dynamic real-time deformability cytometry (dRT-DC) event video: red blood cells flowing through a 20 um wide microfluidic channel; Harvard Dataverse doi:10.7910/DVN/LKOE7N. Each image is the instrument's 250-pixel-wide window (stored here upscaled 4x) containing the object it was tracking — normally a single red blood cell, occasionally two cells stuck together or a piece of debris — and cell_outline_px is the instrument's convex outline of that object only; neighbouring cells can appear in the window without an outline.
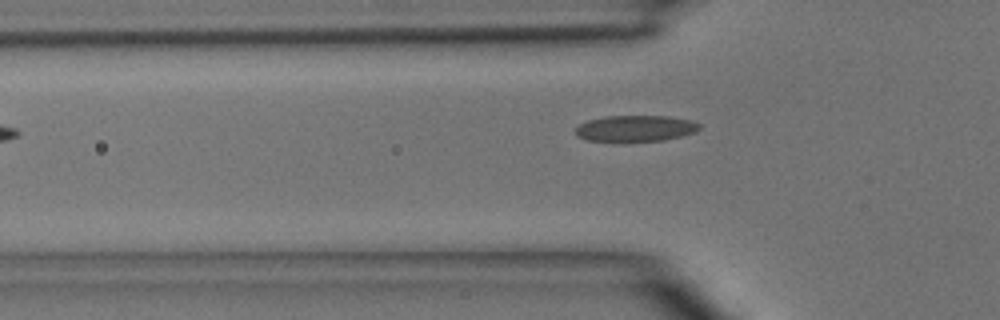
{"species": "common noctule bat (a hibernating species)", "species_latin": "Nyctalus noctula", "temperature_condition": "room temperature", "stored_images_in_passage": 4, "camera_frame_rate_fps": 3000, "um_per_image_px": 0.085, "animal": {"sex": "male", "body_mass_g": 15.6}, "frame": {"image": 1, "passage_image": 4, "time_ms": 3.667, "image_size_px": [1000, 320], "cell_outline_px": [[700, 128], [696, 132], [664, 140], [620, 144], [588, 140], [576, 136], [576, 128], [580, 124], [588, 120], [604, 116], [668, 116], [692, 120], [700, 124]], "centroid_in_image_um": [53.99, 10.95], "position_along_channel_um": 71.8, "area_um2": 19.65}}